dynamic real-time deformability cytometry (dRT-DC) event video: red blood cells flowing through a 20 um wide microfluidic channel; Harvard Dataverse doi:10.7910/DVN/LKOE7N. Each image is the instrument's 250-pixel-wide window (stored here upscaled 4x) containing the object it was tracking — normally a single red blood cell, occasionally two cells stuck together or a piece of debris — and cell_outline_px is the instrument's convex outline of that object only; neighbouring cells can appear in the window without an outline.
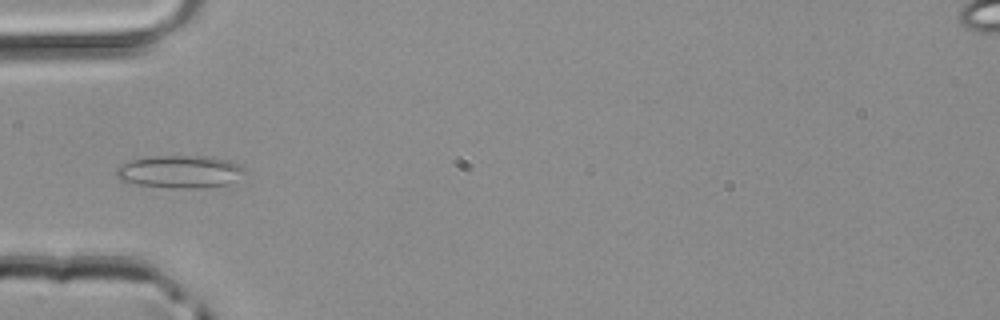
{"species": "common noctule bat (a hibernating species)", "species_latin": "Nyctalus noctula", "temperature_condition": "room temperature", "stored_images_in_passage": 37, "camera_frame_rate_fps": 3000, "um_per_image_px": 0.085, "animal": {"sex": "male", "body_mass_g": 20.4}, "frame": {"image": 1, "passage_image": 4, "time_ms": 1.0, "image_size_px": [1000, 320], "cell_outline_px": [[244, 172], [228, 184], [196, 188], [172, 188], [136, 184], [120, 180], [116, 176], [116, 168], [120, 164], [132, 160], [152, 156], [212, 156], [228, 160], [240, 164], [244, 168]], "centroid_in_image_um": [15.26, 14.58], "position_along_channel_um": 69.7, "area_um2": 24.33}}
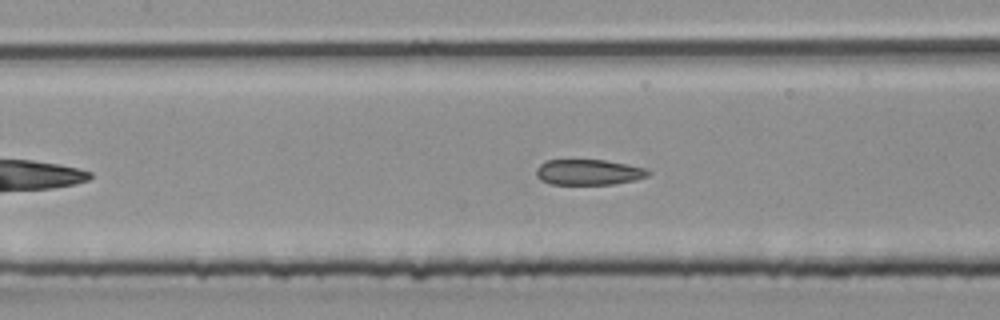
{"frame": {"image": 2, "passage_image": 10, "time_ms": 3.0, "image_size_px": [1000, 320], "cell_outline_px": [[652, 172], [648, 176], [636, 180], [612, 184], [552, 184], [540, 180], [536, 176], [536, 168], [544, 160], [604, 160], [628, 164], [644, 168]], "centroid_in_image_um": [50.02, 14.63], "position_along_channel_um": 157.4, "area_um2": 16.76}}
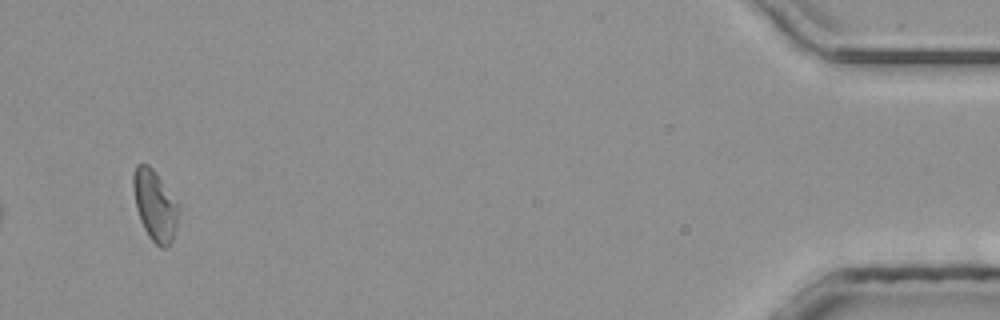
{"frame": {"image": 3, "passage_image": 34, "time_ms": 11.0, "image_size_px": [1000, 320], "cell_outline_px": [[180, 212], [176, 228], [172, 240], [164, 248], [160, 248], [148, 236], [140, 220], [136, 208], [132, 184], [132, 176], [136, 164], [148, 164], [156, 172], [180, 204]], "centroid_in_image_um": [13.18, 17.44], "position_along_channel_um": 422.0, "area_um2": 18.96}}